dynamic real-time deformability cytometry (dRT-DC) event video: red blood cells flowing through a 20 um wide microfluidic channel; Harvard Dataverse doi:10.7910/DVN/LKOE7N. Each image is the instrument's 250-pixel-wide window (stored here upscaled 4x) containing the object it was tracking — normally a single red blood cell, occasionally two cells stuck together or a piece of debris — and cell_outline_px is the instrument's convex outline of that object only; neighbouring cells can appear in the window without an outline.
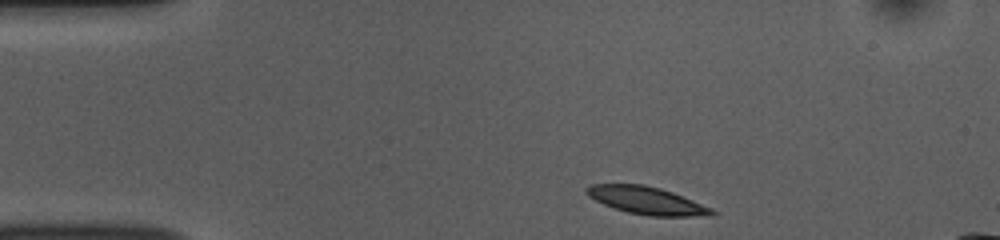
{"species": "common noctule bat (a hibernating species)", "species_latin": "Nyctalus noctula", "temperature_condition": "room temperature", "stored_images_in_passage": 45, "camera_frame_rate_fps": 3000, "um_per_image_px": 0.085, "animal": {"sex": "female", "body_mass_g": 10.0, "forearm_length_mm": 53.1}, "frame": {"image": 1, "passage_image": 1, "time_ms": 0.0, "image_size_px": [1000, 240], "cell_outline_px": [[716, 216], [648, 216], [628, 212], [604, 204], [588, 196], [584, 192], [584, 188], [592, 184], [644, 184], [660, 188], [672, 192], [712, 208], [716, 212]], "centroid_in_image_um": [54.98, 17.04], "position_along_channel_um": 30.0, "area_um2": 20.11}}
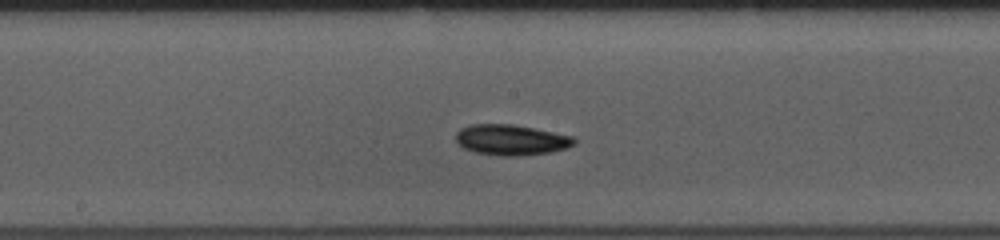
{"frame": {"image": 2, "passage_image": 19, "time_ms": 6.0, "image_size_px": [1000, 240], "cell_outline_px": [[576, 144], [568, 148], [552, 152], [520, 156], [500, 156], [476, 152], [464, 148], [456, 140], [456, 132], [460, 128], [468, 124], [512, 124], [576, 136]], "centroid_in_image_um": [43.49, 11.89], "position_along_channel_um": 204.7, "area_um2": 21.39}}
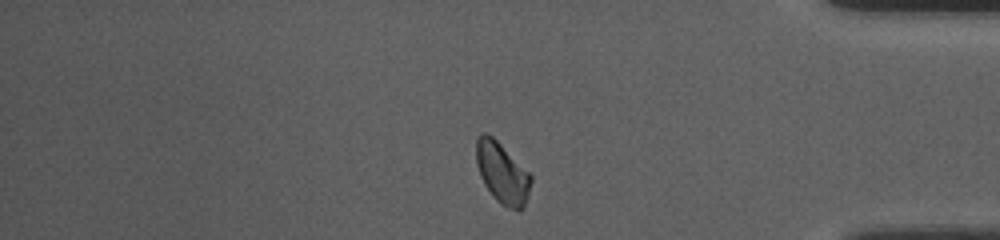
{"frame": {"image": 3, "passage_image": 36, "time_ms": 11.667, "image_size_px": [1000, 240], "cell_outline_px": [[532, 180], [528, 196], [524, 208], [508, 208], [500, 204], [496, 200], [484, 184], [480, 176], [476, 164], [476, 140], [480, 132], [484, 132], [492, 136], [532, 176]], "centroid_in_image_um": [42.66, 14.7], "position_along_channel_um": 392.5, "area_um2": 19.25}, "authors_computed_cell_mechanics": {"area_um2": 19.941, "velocity_mm_per_s": 3.7559, "shape_relaxation_time_tau1_ms": 4.0421, "shape_relaxation_time_tau2_ms": null, "deformation_change_tau1": 0.1005, "deformation_change_tau2": null}}